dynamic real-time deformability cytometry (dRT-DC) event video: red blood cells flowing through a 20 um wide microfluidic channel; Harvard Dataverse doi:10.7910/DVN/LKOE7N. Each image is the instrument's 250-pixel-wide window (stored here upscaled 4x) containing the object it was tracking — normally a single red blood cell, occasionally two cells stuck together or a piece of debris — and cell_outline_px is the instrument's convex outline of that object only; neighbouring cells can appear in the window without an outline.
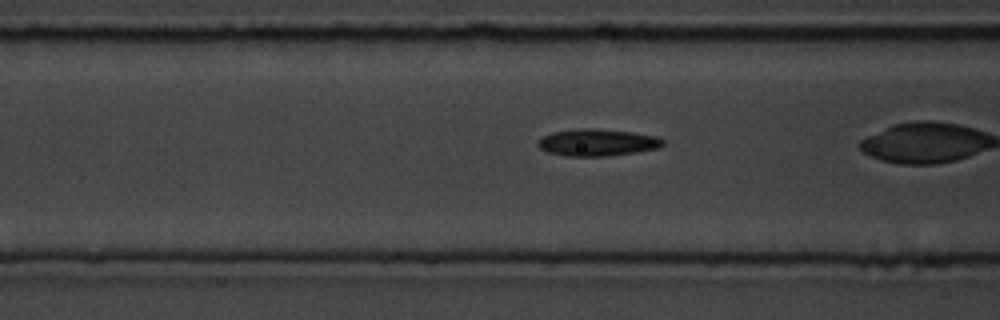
{"species": "common noctule bat (a hibernating species)", "species_latin": "Nyctalus noctula", "temperature_condition": "room temperature", "stored_images_in_passage": 41, "camera_frame_rate_fps": 3000, "um_per_image_px": 0.085, "animal": {"sex": "male", "body_mass_g": 19.5, "forearm_length_mm": 54.6}, "frame": {"image": 1, "passage_image": 20, "time_ms": 6.333, "image_size_px": [1000, 320], "cell_outline_px": [[664, 144], [660, 148], [636, 152], [604, 156], [568, 156], [548, 152], [540, 148], [536, 144], [536, 140], [552, 132], [584, 128], [592, 128], [632, 132], [656, 136], [664, 140]], "centroid_in_image_um": [50.77, 12.11], "position_along_channel_um": 115.8, "area_um2": 19.59}}